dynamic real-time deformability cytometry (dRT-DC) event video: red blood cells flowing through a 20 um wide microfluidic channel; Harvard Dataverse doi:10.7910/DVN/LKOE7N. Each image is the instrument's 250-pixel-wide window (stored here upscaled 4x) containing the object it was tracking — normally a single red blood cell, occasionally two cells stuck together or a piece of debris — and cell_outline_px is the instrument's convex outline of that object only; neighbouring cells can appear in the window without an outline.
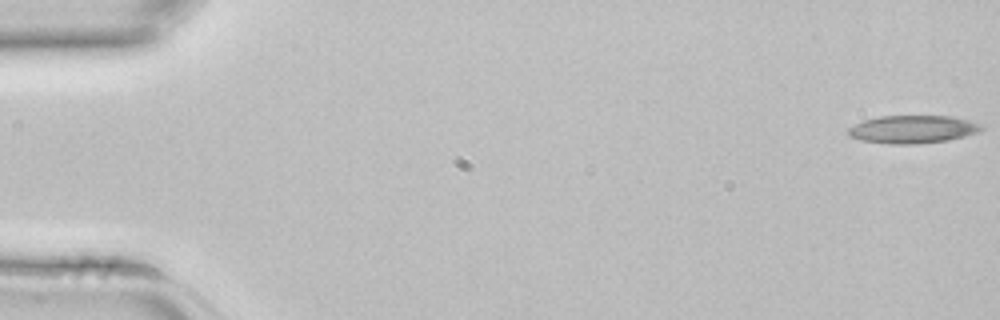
{"species": "common noctule bat (a hibernating species)", "species_latin": "Nyctalus noctula", "temperature_condition": "room temperature", "stored_images_in_passage": 3, "camera_frame_rate_fps": 3000, "um_per_image_px": 0.085, "animal": {"sex": "female", "body_mass_g": 22.7, "forearm_length_mm": 54.2}, "frame": {"image": 1, "passage_image": 1, "time_ms": 0.0, "image_size_px": [1000, 320], "cell_outline_px": [[984, 128], [980, 132], [948, 140], [916, 144], [888, 144], [860, 140], [848, 136], [848, 128], [864, 120], [880, 116], [952, 116], [984, 124]], "centroid_in_image_um": [77.61, 10.99], "position_along_channel_um": 7.4, "area_um2": 21.79}}
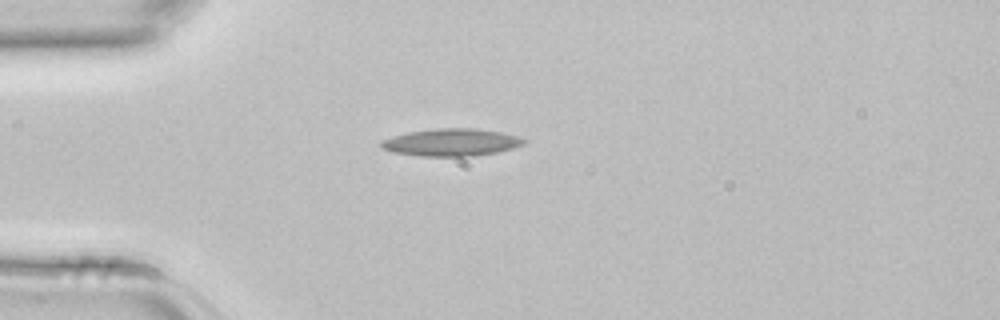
{"frame": {"image": 2, "passage_image": 3, "time_ms": 0.667, "image_size_px": [1000, 320], "cell_outline_px": [[528, 140], [524, 144], [512, 148], [496, 152], [476, 156], [420, 156], [392, 152], [384, 148], [380, 144], [380, 140], [392, 136], [408, 132], [436, 128], [476, 128], [500, 132], [516, 136]], "centroid_in_image_um": [38.35, 12.1], "position_along_channel_um": 46.6, "area_um2": 22.77}}